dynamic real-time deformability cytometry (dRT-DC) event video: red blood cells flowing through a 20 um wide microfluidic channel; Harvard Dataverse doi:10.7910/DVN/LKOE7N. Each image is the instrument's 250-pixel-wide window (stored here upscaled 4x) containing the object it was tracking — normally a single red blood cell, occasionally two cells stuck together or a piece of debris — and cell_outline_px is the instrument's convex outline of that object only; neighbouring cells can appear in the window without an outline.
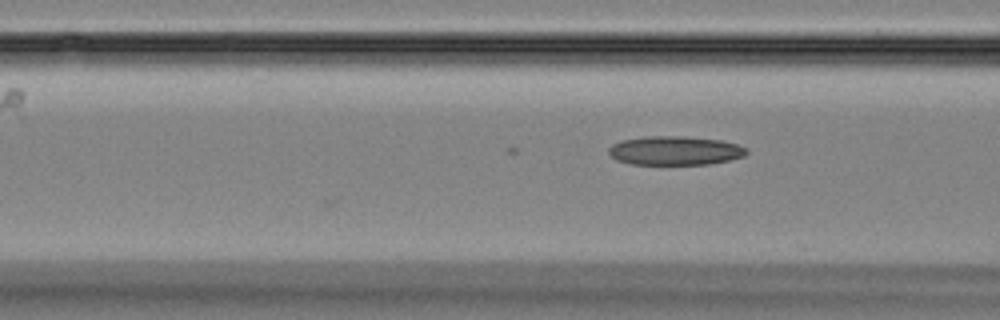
{"species": "Egyptian fruit bat (a non-hibernating species)", "species_latin": "Rousettus aegyptiacus", "temperature_condition": "room temperature", "stored_images_in_passage": 7, "camera_frame_rate_fps": 3000, "um_per_image_px": 0.085, "animal": {"sex": "female"}, "frame": {"image": 1, "passage_image": 4, "time_ms": 3.333, "image_size_px": [1000, 320], "cell_outline_px": [[748, 152], [744, 156], [728, 160], [708, 164], [632, 164], [616, 160], [608, 152], [608, 148], [612, 144], [620, 140], [644, 136], [684, 136], [724, 140], [748, 148]], "centroid_in_image_um": [57.37, 12.79], "position_along_channel_um": 109.2, "area_um2": 23.41}}
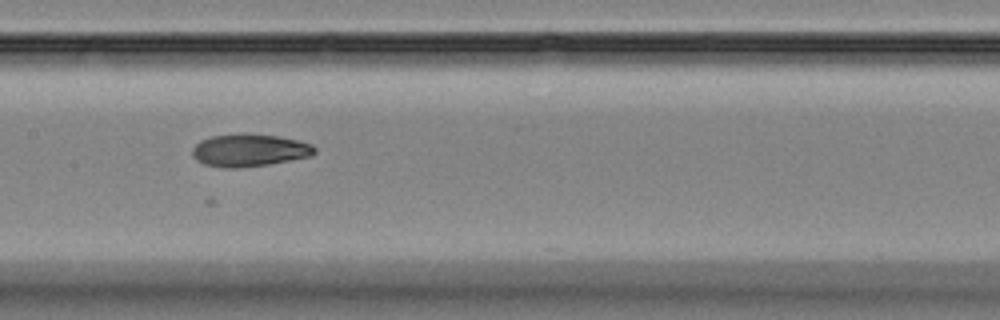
{"frame": {"image": 2, "passage_image": 6, "time_ms": 6.667, "image_size_px": [1000, 320], "cell_outline_px": [[316, 152], [312, 156], [268, 164], [240, 168], [224, 168], [204, 164], [196, 160], [192, 156], [192, 148], [200, 140], [212, 136], [240, 132], [244, 132], [276, 136], [296, 140], [312, 144], [316, 148]], "centroid_in_image_um": [21.17, 12.76], "position_along_channel_um": 186.2, "area_um2": 23.47}}
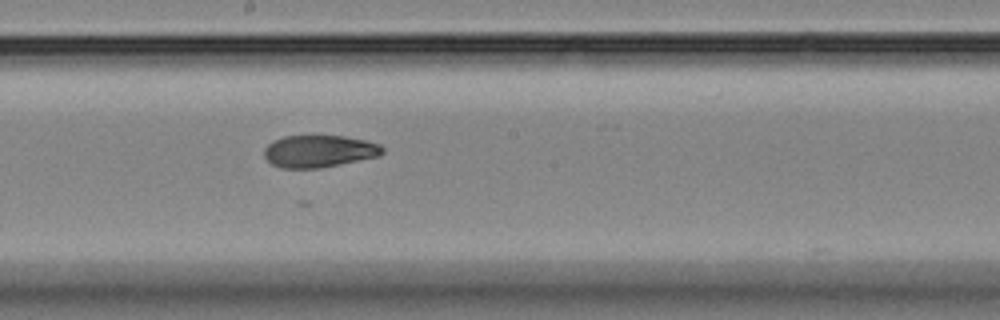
{"frame": {"image": 3, "passage_image": 7, "time_ms": 7.667, "image_size_px": [1000, 320], "cell_outline_px": [[384, 152], [380, 156], [320, 168], [280, 168], [272, 164], [264, 156], [264, 148], [272, 140], [284, 136], [344, 136], [364, 140], [380, 144], [384, 148]], "centroid_in_image_um": [27.12, 12.85], "position_along_channel_um": 221.1, "area_um2": 22.25}}